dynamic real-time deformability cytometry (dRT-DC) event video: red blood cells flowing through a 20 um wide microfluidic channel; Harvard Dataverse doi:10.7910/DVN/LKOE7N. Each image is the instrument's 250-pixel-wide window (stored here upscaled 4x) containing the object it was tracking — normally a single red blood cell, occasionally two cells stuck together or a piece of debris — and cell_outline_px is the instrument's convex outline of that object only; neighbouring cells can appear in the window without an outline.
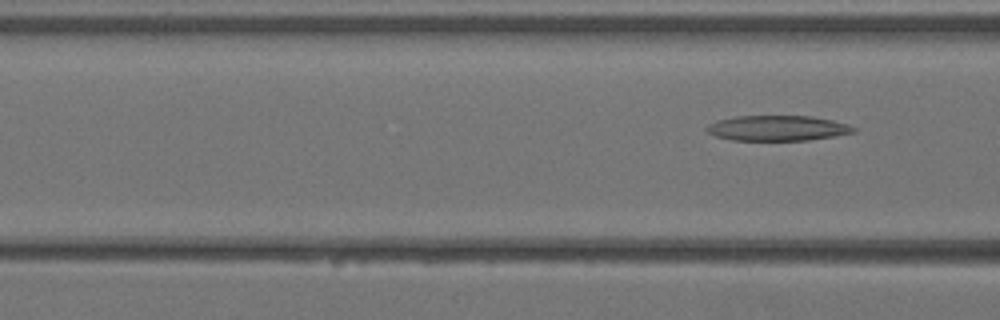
{"species": "Egyptian fruit bat (a non-hibernating species)", "species_latin": "Rousettus aegyptiacus", "temperature_condition": "warm", "stored_images_in_passage": 4, "camera_frame_rate_fps": 3000, "um_per_image_px": 0.085, "animal": {"sex": "female"}, "frame": {"image": 1, "passage_image": 4, "time_ms": 1.0, "image_size_px": [1000, 320], "cell_outline_px": [[856, 132], [836, 136], [808, 140], [732, 140], [716, 136], [708, 132], [704, 128], [708, 124], [716, 120], [736, 116], [812, 116], [832, 120], [848, 124], [856, 128]], "centroid_in_image_um": [66.09, 10.89], "position_along_channel_um": 100.5, "area_um2": 21.73}}